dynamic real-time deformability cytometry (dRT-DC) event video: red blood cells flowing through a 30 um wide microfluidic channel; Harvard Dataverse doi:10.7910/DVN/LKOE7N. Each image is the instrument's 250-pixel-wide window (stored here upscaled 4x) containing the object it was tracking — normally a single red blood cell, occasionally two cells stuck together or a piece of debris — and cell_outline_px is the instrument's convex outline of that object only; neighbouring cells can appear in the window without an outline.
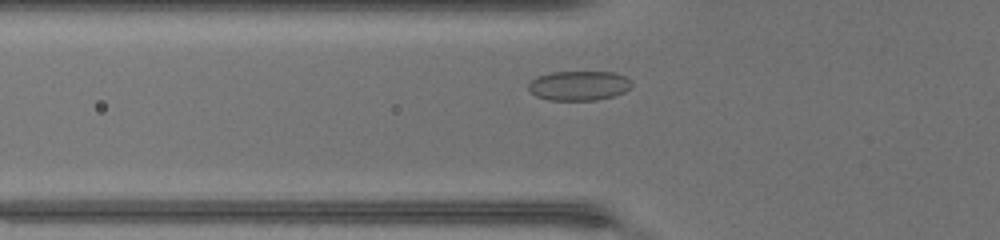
{"species": "common noctule bat (a hibernating species)", "species_latin": "Nyctalus noctula", "temperature_condition": "warm", "stored_images_in_passage": 36, "camera_frame_rate_fps": 3000, "um_per_image_px": 0.085, "animal": {"sex": "female", "body_mass_g": 17.0, "forearm_length_mm": 48.0}, "frame": {"image": 1, "passage_image": 6, "time_ms": 1.667, "image_size_px": [1000, 240], "cell_outline_px": [[632, 84], [624, 92], [612, 96], [596, 100], [548, 100], [536, 96], [528, 88], [528, 84], [536, 76], [552, 72], [616, 72], [632, 80]], "centroid_in_image_um": [49.2, 7.27], "position_along_channel_um": 76.6, "area_um2": 17.8}}
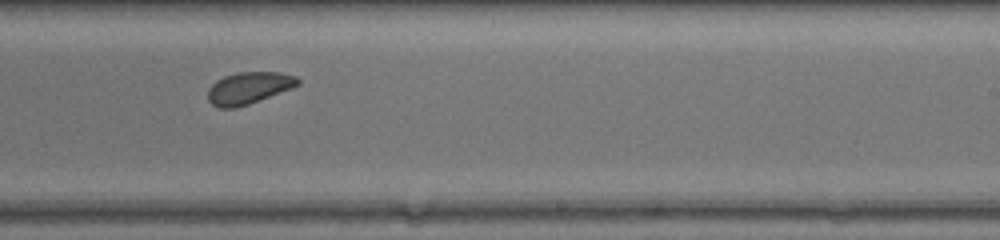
{"frame": {"image": 2, "passage_image": 19, "time_ms": 6.0, "image_size_px": [1000, 240], "cell_outline_px": [[300, 84], [292, 88], [248, 104], [236, 108], [220, 108], [212, 104], [208, 100], [208, 88], [216, 80], [224, 76], [236, 72], [280, 72], [296, 76], [300, 80]], "centroid_in_image_um": [21.14, 7.47], "position_along_channel_um": 267.9, "area_um2": 16.76}}
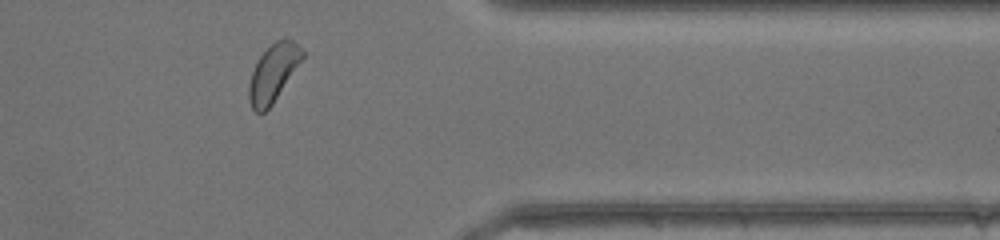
{"frame": {"image": 3, "passage_image": 28, "time_ms": 9.0, "image_size_px": [1000, 240], "cell_outline_px": [[304, 56], [272, 104], [264, 112], [256, 112], [252, 108], [248, 100], [248, 88], [252, 72], [260, 56], [276, 40], [292, 40], [304, 52]], "centroid_in_image_um": [23.2, 6.23], "position_along_channel_um": 388.2, "area_um2": 17.22}, "authors_computed_cell_mechanics": {"area_um2": 17.34, "velocity_mm_per_s": 4.4156, "shape_relaxation_time_tau1_ms": 1.6851, "shape_relaxation_time_tau2_ms": 1.9031, "deformation_change_tau1": 0.0482, "deformation_change_tau2": 0.0588}}